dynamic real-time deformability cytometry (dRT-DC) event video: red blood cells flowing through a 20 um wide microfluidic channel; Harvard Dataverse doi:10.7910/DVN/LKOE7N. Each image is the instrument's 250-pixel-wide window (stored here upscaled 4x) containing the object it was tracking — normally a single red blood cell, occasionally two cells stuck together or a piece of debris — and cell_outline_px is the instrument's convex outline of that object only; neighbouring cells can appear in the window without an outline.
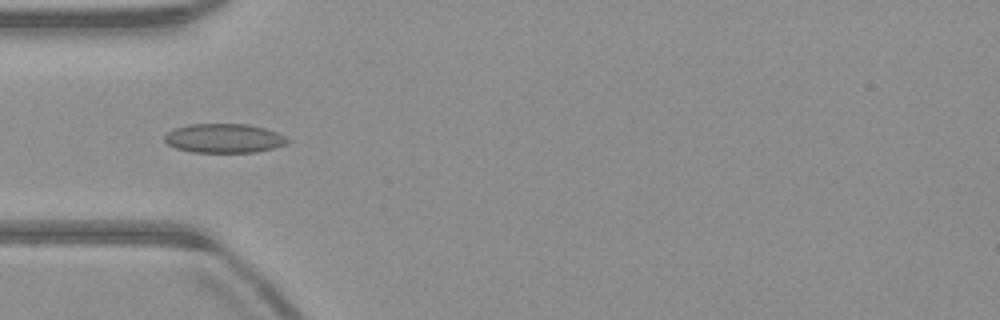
{"species": "common noctule bat (a hibernating species)", "species_latin": "Nyctalus noctula", "temperature_condition": "warm", "stored_images_in_passage": 51, "camera_frame_rate_fps": 3000, "um_per_image_px": 0.085, "animal": {"sex": "male", "body_mass_g": 23.1, "forearm_length_mm": 52.7}, "frame": {"image": 1, "passage_image": 16, "time_ms": 5.0, "image_size_px": [1000, 320], "cell_outline_px": [[292, 140], [284, 144], [272, 148], [256, 152], [192, 152], [176, 148], [168, 144], [164, 140], [164, 136], [168, 132], [176, 128], [188, 124], [248, 124], [264, 128], [276, 132]], "centroid_in_image_um": [19.04, 11.75], "position_along_channel_um": 66.0, "area_um2": 20.75}}
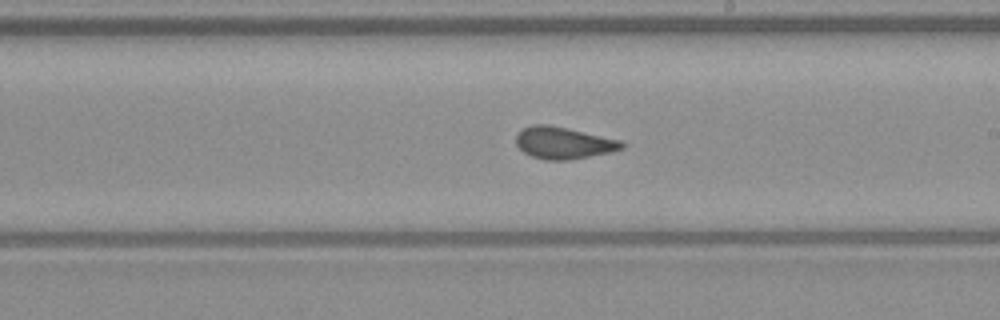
{"frame": {"image": 2, "passage_image": 29, "time_ms": 9.333, "image_size_px": [1000, 320], "cell_outline_px": [[624, 148], [612, 152], [568, 160], [544, 160], [532, 156], [524, 152], [516, 144], [516, 136], [524, 128], [532, 124], [548, 124], [568, 128], [620, 140], [624, 144]], "centroid_in_image_um": [47.9, 12.15], "position_along_channel_um": 241.1, "area_um2": 19.59}}
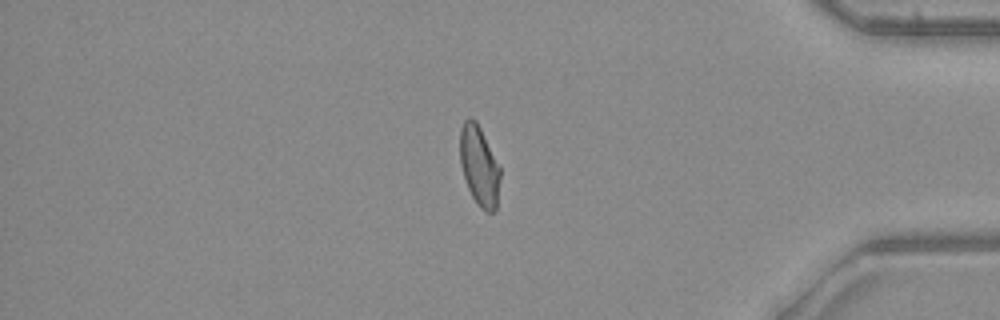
{"frame": {"image": 3, "passage_image": 43, "time_ms": 14.0, "image_size_px": [1000, 320], "cell_outline_px": [[500, 176], [496, 212], [484, 212], [476, 204], [468, 188], [460, 164], [460, 128], [464, 120], [468, 116], [472, 116], [476, 120], [500, 168]], "centroid_in_image_um": [40.72, 14.11], "position_along_channel_um": 394.5, "area_um2": 18.79}, "authors_computed_cell_mechanics": {"area_um2": 19.7098, "velocity_mm_per_s": 4.0089, "shape_relaxation_time_tau1_ms": null, "shape_relaxation_time_tau2_ms": 0.9445, "deformation_change_tau1": null, "deformation_change_tau2": 0.0542}}